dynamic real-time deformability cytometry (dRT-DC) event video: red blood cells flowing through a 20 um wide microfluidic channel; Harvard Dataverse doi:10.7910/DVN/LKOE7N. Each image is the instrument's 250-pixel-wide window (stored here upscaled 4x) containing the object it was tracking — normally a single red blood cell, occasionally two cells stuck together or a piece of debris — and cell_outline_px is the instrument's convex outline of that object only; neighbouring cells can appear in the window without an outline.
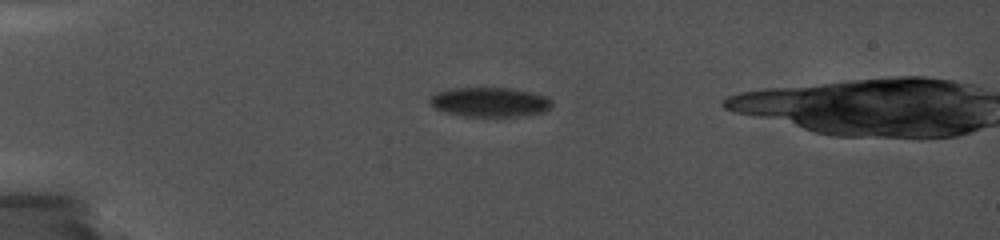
{"species": "common noctule bat (a hibernating species)", "species_latin": "Nyctalus noctula", "temperature_condition": "cold", "stored_images_in_passage": 50, "camera_frame_rate_fps": 5000, "um_per_image_px": 0.085, "animal": {"sex": "female", "body_mass_g": 19.0, "forearm_length_mm": 56.7}, "frame": {"image": 1, "passage_image": 1, "time_ms": 0.0, "image_size_px": [1000, 240], "cell_outline_px": [[552, 108], [544, 112], [520, 116], [460, 116], [436, 108], [428, 100], [428, 96], [436, 92], [452, 88], [512, 88], [548, 96], [552, 100]], "centroid_in_image_um": [41.66, 8.67], "position_along_channel_um": 43.3, "area_um2": 21.1}}
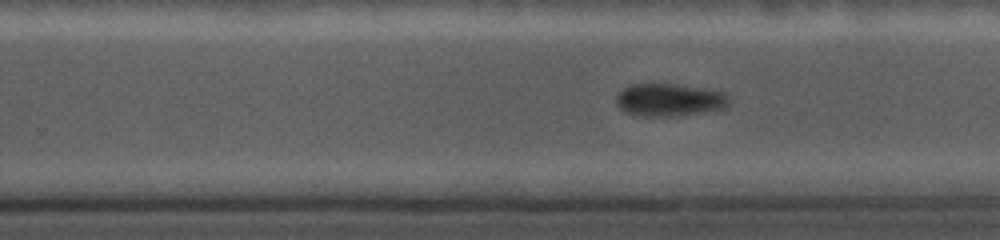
{"frame": {"image": 2, "passage_image": 35, "time_ms": 7.4, "image_size_px": [1000, 240], "cell_outline_px": [[728, 108], [672, 116], [640, 116], [628, 112], [620, 108], [616, 104], [616, 96], [628, 84], [672, 84], [700, 88], [724, 92], [728, 96]], "centroid_in_image_um": [56.88, 8.49], "position_along_channel_um": 272.9, "area_um2": 21.21}}
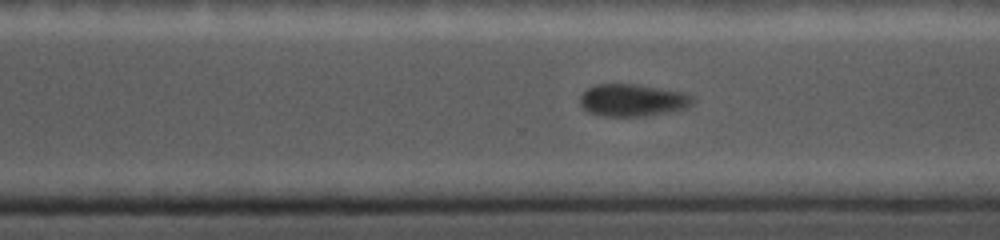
{"frame": {"image": 3, "passage_image": 42, "time_ms": 8.6, "image_size_px": [1000, 240], "cell_outline_px": [[692, 104], [684, 108], [644, 116], [604, 116], [588, 112], [580, 104], [580, 96], [588, 88], [596, 84], [636, 84], [684, 92], [692, 96]], "centroid_in_image_um": [53.73, 8.51], "position_along_channel_um": 316.9, "area_um2": 20.92}}